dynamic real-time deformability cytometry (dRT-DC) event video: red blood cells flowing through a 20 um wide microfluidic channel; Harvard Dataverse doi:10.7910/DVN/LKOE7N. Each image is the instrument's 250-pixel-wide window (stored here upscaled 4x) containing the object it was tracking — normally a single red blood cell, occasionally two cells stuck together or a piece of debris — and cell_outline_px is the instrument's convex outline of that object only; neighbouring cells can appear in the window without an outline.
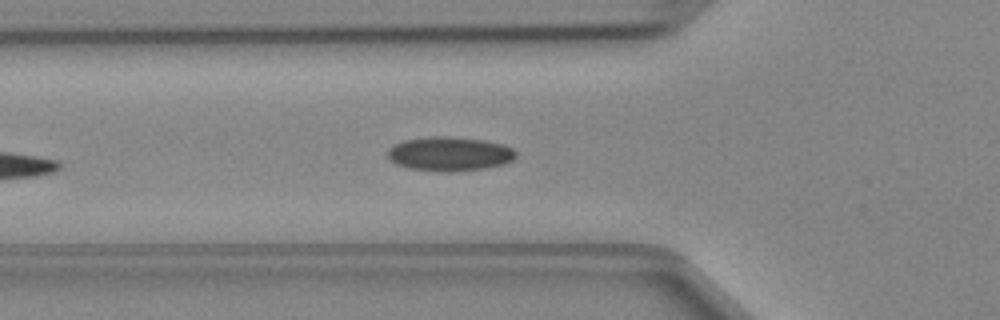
{"species": "Egyptian fruit bat (a non-hibernating species)", "species_latin": "Rousettus aegyptiacus", "temperature_condition": "cold", "stored_images_in_passage": 38, "camera_frame_rate_fps": 3000, "um_per_image_px": 0.085, "animal": {"sex": "female"}, "frame": {"image": 1, "passage_image": 6, "time_ms": 1.667, "image_size_px": [1000, 320], "cell_outline_px": [[516, 156], [512, 160], [504, 164], [484, 168], [452, 172], [440, 172], [408, 168], [396, 164], [388, 156], [388, 148], [392, 144], [404, 140], [428, 136], [444, 136], [484, 140], [500, 144], [512, 148], [516, 152]], "centroid_in_image_um": [38.18, 13.08], "position_along_channel_um": 87.6, "area_um2": 25.61}}
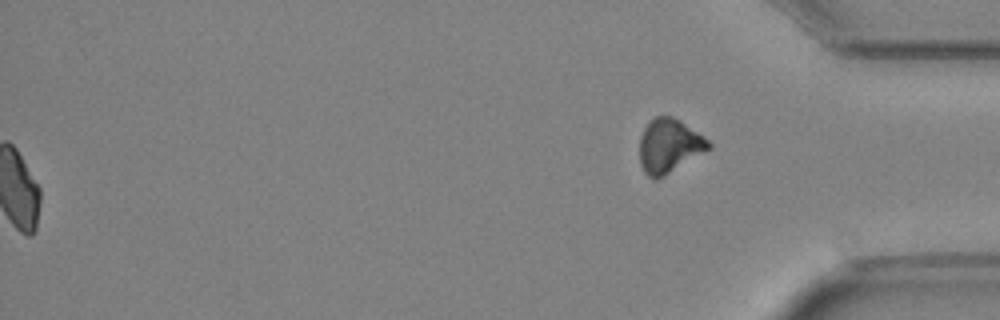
{"frame": {"image": 2, "passage_image": 38, "time_ms": 12.333, "image_size_px": [1000, 320], "cell_outline_px": [[712, 148], [664, 176], [656, 180], [648, 176], [644, 172], [640, 164], [640, 136], [644, 128], [656, 116], [672, 116], [680, 120], [708, 140], [712, 144]], "centroid_in_image_um": [56.88, 12.41], "position_along_channel_um": 378.3, "area_um2": 21.62}}